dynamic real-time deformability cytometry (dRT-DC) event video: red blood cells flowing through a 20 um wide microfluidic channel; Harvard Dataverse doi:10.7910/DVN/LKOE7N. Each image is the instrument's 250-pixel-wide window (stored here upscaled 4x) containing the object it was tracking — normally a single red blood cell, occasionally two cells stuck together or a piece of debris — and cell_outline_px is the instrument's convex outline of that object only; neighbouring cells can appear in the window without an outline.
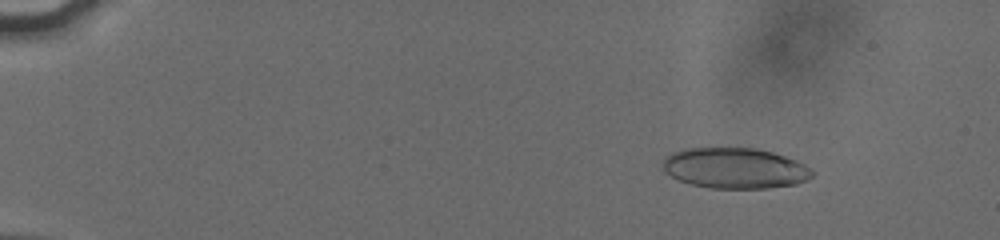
{"species": "human", "species_latin": "Homo sapiens", "temperature_condition": "cold", "stored_images_in_passage": 55, "camera_frame_rate_fps": 3000, "um_per_image_px": 0.085, "donor": {"sex": "male"}, "frame": {"image": 1, "passage_image": 8, "time_ms": 2.333, "image_size_px": [1000, 240], "cell_outline_px": [[812, 176], [796, 184], [768, 188], [712, 188], [692, 184], [680, 180], [664, 172], [664, 160], [672, 152], [688, 148], [756, 148], [772, 152], [796, 160], [804, 164], [812, 172]], "centroid_in_image_um": [62.47, 14.29], "position_along_channel_um": 22.5, "area_um2": 34.97}}
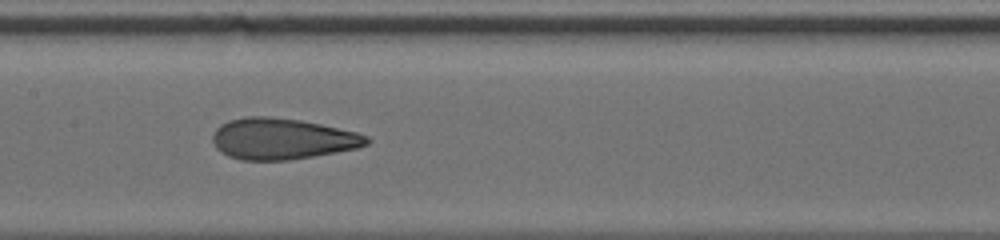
{"frame": {"image": 2, "passage_image": 30, "time_ms": 9.667, "image_size_px": [1000, 240], "cell_outline_px": [[372, 140], [368, 144], [356, 148], [312, 156], [288, 160], [240, 160], [228, 156], [216, 148], [212, 140], [212, 136], [216, 128], [220, 124], [228, 120], [244, 116], [272, 116], [300, 120], [320, 124], [356, 132], [368, 136]], "centroid_in_image_um": [23.95, 11.79], "position_along_channel_um": 183.5, "area_um2": 36.99}}
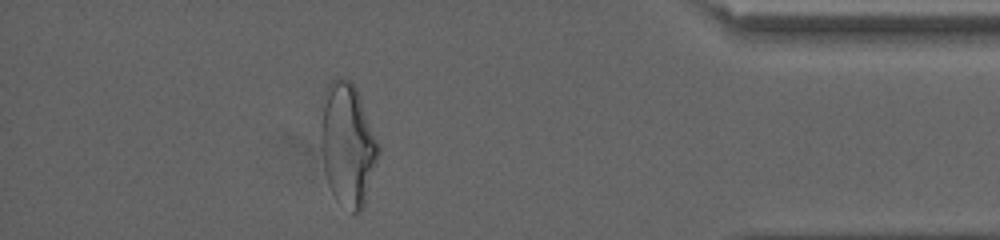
{"frame": {"image": 3, "passage_image": 50, "time_ms": 16.333, "image_size_px": [1000, 240], "cell_outline_px": [[380, 152], [364, 204], [360, 212], [352, 212], [332, 192], [328, 184], [324, 172], [320, 144], [320, 128], [324, 92], [328, 84], [336, 76], [340, 76], [348, 80], [356, 88], [380, 144]], "centroid_in_image_um": [29.54, 12.23], "position_along_channel_um": 405.7, "area_um2": 41.15}, "authors_computed_cell_mechanics": {"area_um2": 36.703, "velocity_mm_per_s": 3.8456, "shape_relaxation_time_tau1_ms": 8.3304, "shape_relaxation_time_tau2_ms": 1.3552, "deformation_change_tau1": 0.2154, "deformation_change_tau2": 0.0957}}